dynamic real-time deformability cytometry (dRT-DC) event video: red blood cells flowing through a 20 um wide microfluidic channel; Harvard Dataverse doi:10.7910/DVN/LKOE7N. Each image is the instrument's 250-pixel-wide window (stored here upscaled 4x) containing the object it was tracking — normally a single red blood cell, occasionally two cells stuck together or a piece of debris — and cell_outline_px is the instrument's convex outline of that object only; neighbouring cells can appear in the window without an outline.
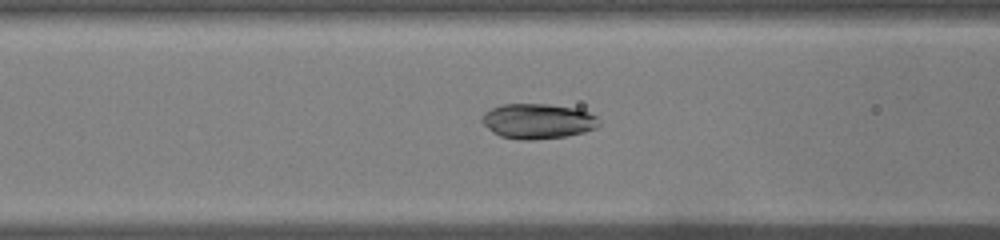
{"species": "common noctule bat (a hibernating species)", "species_latin": "Nyctalus noctula", "temperature_condition": "warm", "stored_images_in_passage": 38, "camera_frame_rate_fps": 3000, "um_per_image_px": 0.085, "animal": {"sex": "male", "body_mass_g": 19.0, "forearm_length_mm": 50.8}, "frame": {"image": 1, "passage_image": 9, "time_ms": 2.667, "image_size_px": [1000, 240], "cell_outline_px": [[600, 124], [596, 128], [584, 132], [568, 136], [532, 140], [520, 140], [500, 136], [492, 132], [480, 120], [484, 112], [492, 108], [504, 104], [548, 104], [576, 108], [588, 112], [596, 116]], "centroid_in_image_um": [45.71, 10.3], "position_along_channel_um": 120.9, "area_um2": 24.04}}
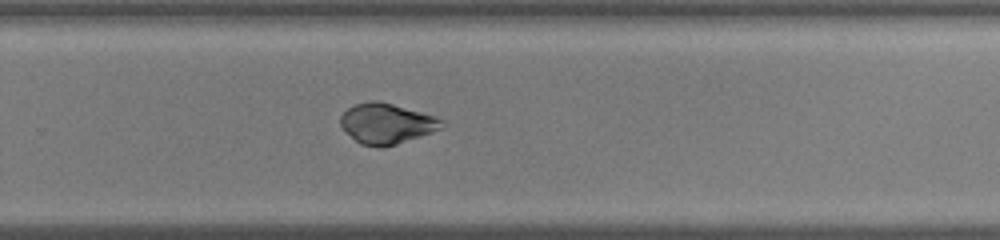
{"frame": {"image": 2, "passage_image": 22, "time_ms": 7.0, "image_size_px": [1000, 240], "cell_outline_px": [[444, 128], [384, 148], [380, 148], [360, 144], [344, 132], [340, 124], [340, 116], [352, 104], [368, 100], [376, 100], [392, 104], [436, 116], [444, 120]], "centroid_in_image_um": [32.83, 10.5], "position_along_channel_um": 297.0, "area_um2": 24.16}}
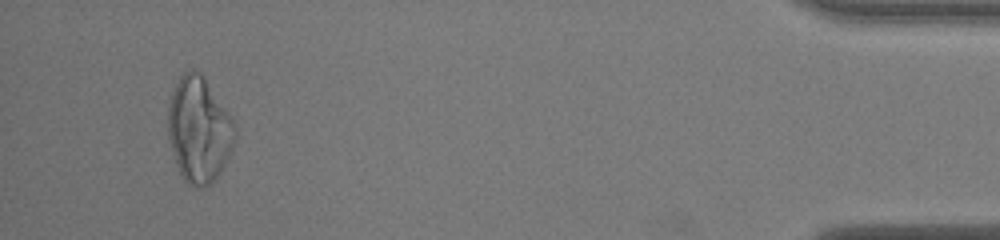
{"frame": {"image": 3, "passage_image": 36, "time_ms": 11.667, "image_size_px": [1000, 240], "cell_outline_px": [[236, 136], [232, 148], [220, 172], [212, 184], [200, 188], [188, 184], [184, 180], [176, 164], [168, 140], [168, 108], [172, 92], [180, 76], [184, 72], [192, 68], [200, 72], [204, 76], [228, 112], [236, 128]], "centroid_in_image_um": [16.9, 11.03], "position_along_channel_um": 418.3, "area_um2": 41.15}, "authors_computed_cell_mechanics": {"area_um2": 24.854, "velocity_mm_per_s": 4.0772, "shape_relaxation_time_tau1_ms": 3.609, "shape_relaxation_time_tau2_ms": 0.8862, "deformation_change_tau1": 0.1369, "deformation_change_tau2": 0.0444}}